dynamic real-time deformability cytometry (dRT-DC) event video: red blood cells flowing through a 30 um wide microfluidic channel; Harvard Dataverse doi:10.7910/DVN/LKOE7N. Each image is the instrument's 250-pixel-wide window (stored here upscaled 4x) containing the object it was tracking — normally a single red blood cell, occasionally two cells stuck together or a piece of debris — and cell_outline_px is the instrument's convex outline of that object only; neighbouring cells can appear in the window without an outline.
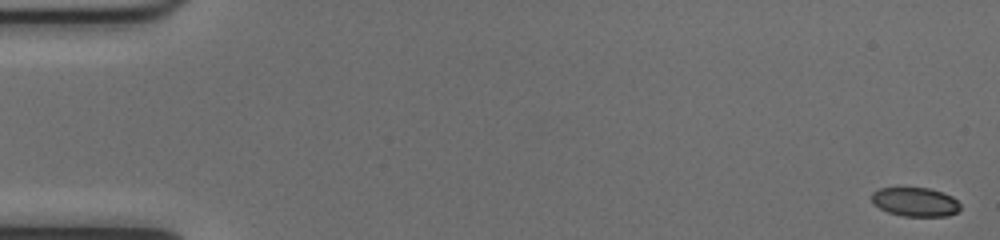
{"species": "common noctule bat (a hibernating species)", "species_latin": "Nyctalus noctula", "temperature_condition": "cold", "stored_images_in_passage": 52, "camera_frame_rate_fps": 3000, "um_per_image_px": 0.085, "animal": {"sex": "female", "body_mass_g": 17.0, "forearm_length_mm": 48.0}, "frame": {"image": 1, "passage_image": 1, "time_ms": 0.0, "image_size_px": [1000, 240], "cell_outline_px": [[960, 208], [956, 212], [948, 216], [904, 216], [888, 212], [872, 204], [872, 192], [880, 188], [928, 188], [944, 192], [952, 196], [960, 204]], "centroid_in_image_um": [77.79, 17.16], "position_along_channel_um": 7.2, "area_um2": 14.97}}
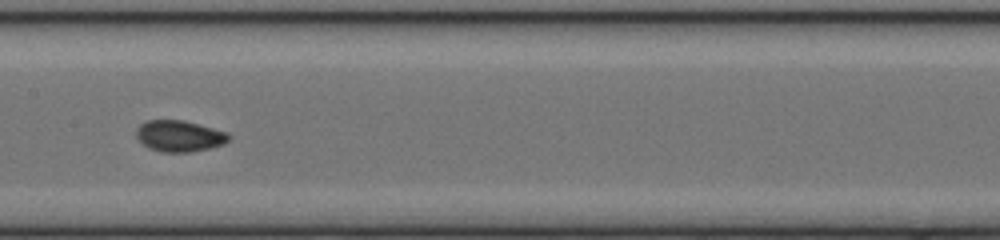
{"frame": {"image": 2, "passage_image": 27, "time_ms": 8.667, "image_size_px": [1000, 240], "cell_outline_px": [[232, 136], [224, 144], [192, 152], [160, 152], [148, 148], [136, 136], [136, 128], [140, 124], [148, 120], [184, 120], [228, 132]], "centroid_in_image_um": [15.25, 11.56], "position_along_channel_um": 192.1, "area_um2": 16.94}}
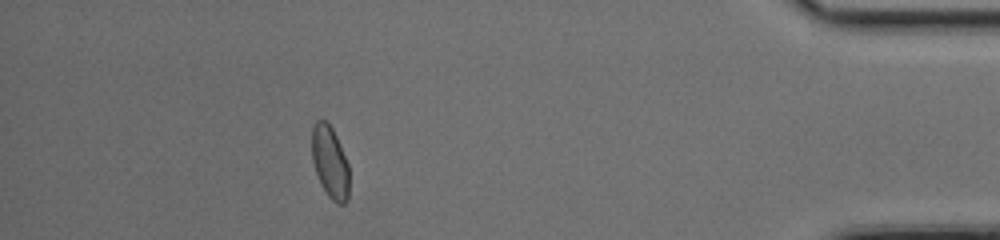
{"frame": {"image": 3, "passage_image": 47, "time_ms": 15.333, "image_size_px": [1000, 240], "cell_outline_px": [[348, 200], [344, 204], [336, 204], [328, 196], [320, 184], [312, 160], [312, 128], [316, 120], [328, 120], [340, 144], [348, 164]], "centroid_in_image_um": [28.04, 13.78], "position_along_channel_um": 407.2, "area_um2": 15.78}, "authors_computed_cell_mechanics": {"area_um2": 15.9817, "velocity_mm_per_s": 4.008, "shape_relaxation_time_tau1_ms": 7.2245, "shape_relaxation_time_tau2_ms": 1.1518, "deformation_change_tau1": 0.1338, "deformation_change_tau2": 0.0319}}